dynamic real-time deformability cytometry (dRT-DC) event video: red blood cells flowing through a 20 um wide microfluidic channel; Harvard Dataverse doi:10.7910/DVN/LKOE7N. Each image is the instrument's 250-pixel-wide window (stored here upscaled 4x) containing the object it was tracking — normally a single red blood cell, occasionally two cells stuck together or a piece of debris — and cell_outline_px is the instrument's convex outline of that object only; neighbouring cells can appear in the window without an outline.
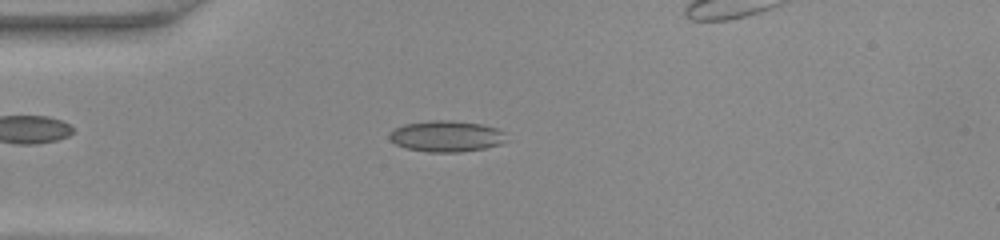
{"species": "common noctule bat (a hibernating species)", "species_latin": "Nyctalus noctula", "temperature_condition": "warm", "stored_images_in_passage": 31, "camera_frame_rate_fps": 3000, "um_per_image_px": 0.085, "animal": {"sex": "female", "body_mass_g": 22.0, "forearm_length_mm": 56.7}, "frame": {"image": 1, "passage_image": 1, "time_ms": 0.0, "image_size_px": [1000, 240], "cell_outline_px": [[504, 140], [500, 144], [484, 148], [460, 152], [428, 152], [404, 148], [396, 144], [388, 136], [396, 128], [404, 124], [428, 120], [452, 120], [480, 124], [496, 128], [504, 132]], "centroid_in_image_um": [37.91, 11.58], "position_along_channel_um": 47.1, "area_um2": 21.04}}
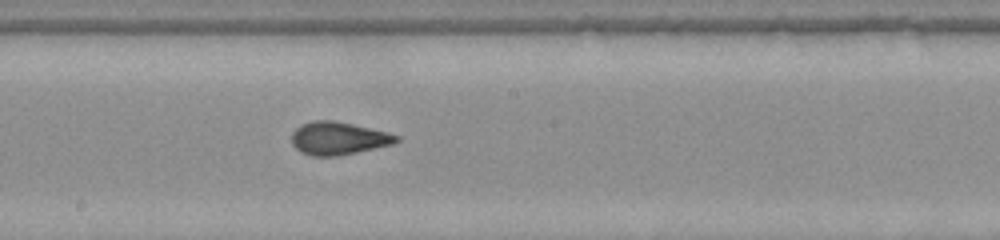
{"frame": {"image": 2, "passage_image": 14, "time_ms": 4.333, "image_size_px": [1000, 240], "cell_outline_px": [[400, 140], [392, 144], [340, 156], [312, 156], [300, 152], [292, 144], [292, 132], [300, 124], [312, 120], [332, 120], [352, 124], [388, 132], [400, 136]], "centroid_in_image_um": [28.74, 11.76], "position_along_channel_um": 219.5, "area_um2": 20.17}}
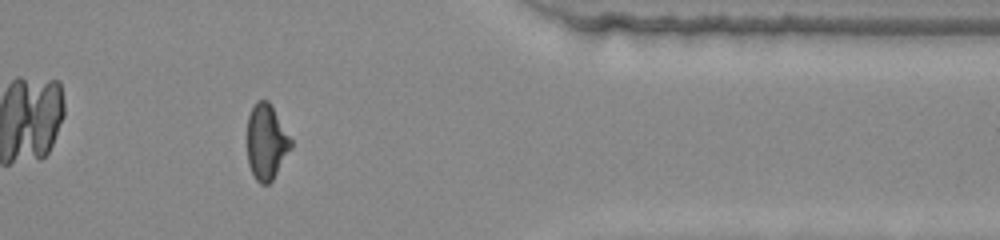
{"frame": {"image": 3, "passage_image": 27, "time_ms": 8.667, "image_size_px": [1000, 240], "cell_outline_px": [[292, 148], [272, 180], [268, 184], [260, 184], [256, 180], [248, 164], [248, 116], [256, 100], [268, 100], [292, 140]], "centroid_in_image_um": [22.65, 12.07], "position_along_channel_um": 388.8, "area_um2": 19.07}}